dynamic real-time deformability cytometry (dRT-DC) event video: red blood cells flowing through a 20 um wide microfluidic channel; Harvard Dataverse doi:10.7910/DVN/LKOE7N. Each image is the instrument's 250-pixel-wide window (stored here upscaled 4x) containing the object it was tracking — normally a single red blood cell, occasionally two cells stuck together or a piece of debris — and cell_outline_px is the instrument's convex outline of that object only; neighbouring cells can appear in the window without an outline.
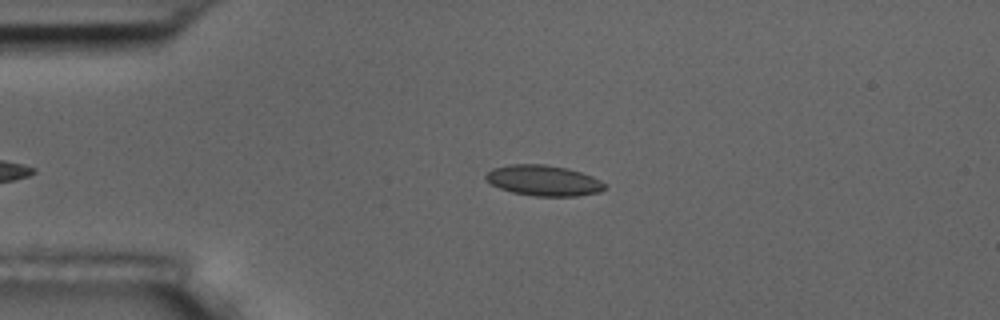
{"species": "common noctule bat (a hibernating species)", "species_latin": "Nyctalus noctula", "temperature_condition": "room temperature", "stored_images_in_passage": 3, "camera_frame_rate_fps": 3000, "um_per_image_px": 0.085, "animal": {"sex": "male", "body_mass_g": 17.5, "forearm_length_mm": 52.3}, "frame": {"image": 1, "passage_image": 2, "time_ms": 1.333, "image_size_px": [1000, 320], "cell_outline_px": [[608, 188], [600, 192], [576, 196], [536, 196], [512, 192], [500, 188], [492, 184], [484, 176], [492, 168], [508, 164], [544, 164], [564, 168], [580, 172], [592, 176], [600, 180]], "centroid_in_image_um": [46.21, 15.34], "position_along_channel_um": 38.8, "area_um2": 21.1}}